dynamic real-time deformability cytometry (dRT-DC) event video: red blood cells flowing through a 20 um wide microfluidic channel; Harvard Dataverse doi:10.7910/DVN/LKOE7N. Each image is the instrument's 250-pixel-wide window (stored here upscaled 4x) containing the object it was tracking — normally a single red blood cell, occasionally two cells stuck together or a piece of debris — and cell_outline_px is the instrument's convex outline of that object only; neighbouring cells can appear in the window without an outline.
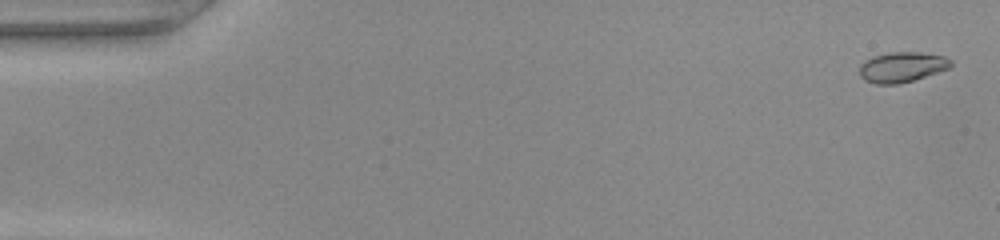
{"species": "common noctule bat (a hibernating species)", "species_latin": "Nyctalus noctula", "temperature_condition": "warm", "stored_images_in_passage": 50, "camera_frame_rate_fps": 3000, "um_per_image_px": 0.085, "animal": {"sex": "female", "body_mass_g": 22.0, "forearm_length_mm": 56.7}, "frame": {"image": 1, "passage_image": 2, "time_ms": 0.333, "image_size_px": [1000, 240], "cell_outline_px": [[952, 68], [912, 80], [896, 84], [876, 84], [864, 80], [860, 76], [860, 64], [864, 60], [872, 56], [888, 52], [920, 52], [944, 56], [952, 60]], "centroid_in_image_um": [76.67, 5.69], "position_along_channel_um": 8.3, "area_um2": 16.24}}
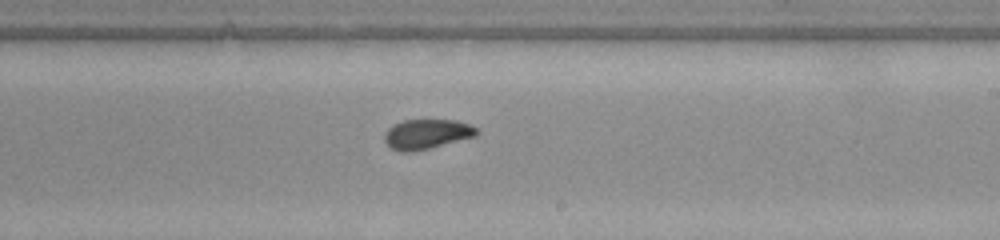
{"frame": {"image": 2, "passage_image": 30, "time_ms": 9.667, "image_size_px": [1000, 240], "cell_outline_px": [[480, 132], [476, 136], [412, 152], [400, 152], [392, 148], [384, 140], [384, 136], [388, 128], [392, 124], [404, 120], [456, 120], [468, 124], [476, 128]], "centroid_in_image_um": [36.26, 11.39], "position_along_channel_um": 252.7, "area_um2": 15.9}}
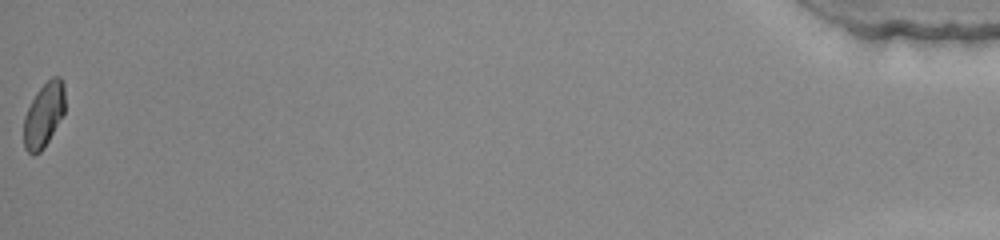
{"frame": {"image": 3, "passage_image": 50, "time_ms": 16.333, "image_size_px": [1000, 240], "cell_outline_px": [[64, 112], [44, 148], [40, 152], [32, 156], [24, 148], [24, 116], [36, 92], [52, 76], [60, 76], [64, 84]], "centroid_in_image_um": [3.71, 9.77], "position_along_channel_um": 431.5, "area_um2": 15.37}}